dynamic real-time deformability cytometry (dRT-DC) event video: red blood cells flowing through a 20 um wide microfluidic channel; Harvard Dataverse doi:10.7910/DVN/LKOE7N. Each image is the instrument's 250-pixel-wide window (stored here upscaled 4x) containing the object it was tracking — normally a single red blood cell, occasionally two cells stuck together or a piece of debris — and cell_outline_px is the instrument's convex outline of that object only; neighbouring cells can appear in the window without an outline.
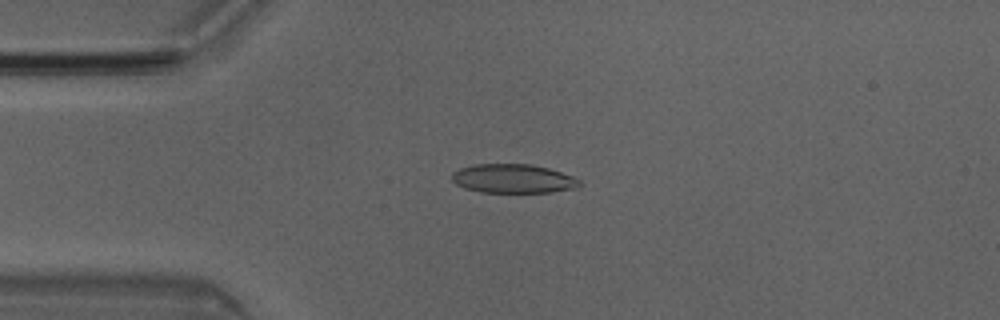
{"species": "Egyptian fruit bat (a non-hibernating species)", "species_latin": "Rousettus aegyptiacus", "temperature_condition": "room temperature", "stored_images_in_passage": 15, "camera_frame_rate_fps": 3000, "um_per_image_px": 0.085, "animal": {"sex": "male"}, "frame": {"image": 1, "passage_image": 11, "time_ms": 3.333, "image_size_px": [1000, 320], "cell_outline_px": [[580, 184], [576, 188], [552, 192], [480, 192], [464, 188], [456, 184], [452, 180], [452, 172], [460, 168], [476, 164], [532, 164], [548, 168], [572, 176], [580, 180]], "centroid_in_image_um": [43.6, 15.18], "position_along_channel_um": 41.4, "area_um2": 21.5}}